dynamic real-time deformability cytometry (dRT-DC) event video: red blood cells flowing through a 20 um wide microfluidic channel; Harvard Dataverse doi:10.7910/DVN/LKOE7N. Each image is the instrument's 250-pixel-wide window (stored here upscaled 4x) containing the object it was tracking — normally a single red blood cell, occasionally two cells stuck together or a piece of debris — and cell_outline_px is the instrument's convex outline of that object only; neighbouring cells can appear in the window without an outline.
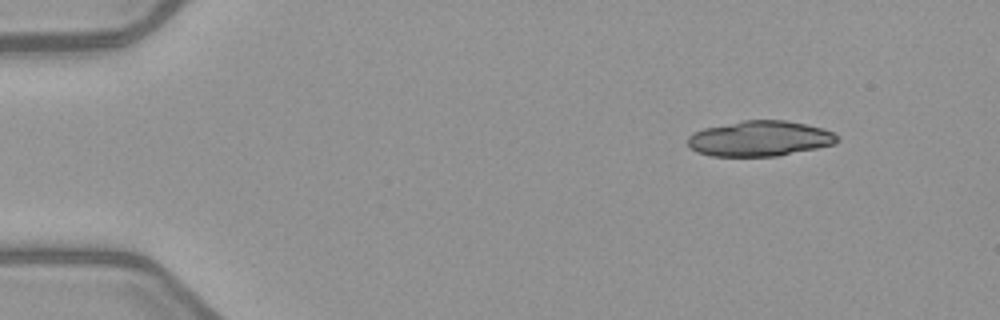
{"species": "common noctule bat (a hibernating species)", "species_latin": "Nyctalus noctula", "temperature_condition": "warm", "stored_images_in_passage": 4, "segment_of_instrument_passage": [2, 2], "camera_frame_rate_fps": 3000, "um_per_image_px": 0.085, "animal": {"sex": "female", "body_mass_g": 21.9}, "frame": {"image": 1, "passage_image": 4, "time_ms": 3.667, "image_size_px": [1000, 320], "cell_outline_px": [[840, 140], [832, 144], [816, 148], [776, 156], [712, 156], [696, 152], [688, 148], [688, 136], [692, 132], [704, 128], [744, 120], [784, 120], [804, 124], [820, 128], [832, 132]], "centroid_in_image_um": [64.51, 11.78], "position_along_channel_um": 20.5, "area_um2": 30.63}}